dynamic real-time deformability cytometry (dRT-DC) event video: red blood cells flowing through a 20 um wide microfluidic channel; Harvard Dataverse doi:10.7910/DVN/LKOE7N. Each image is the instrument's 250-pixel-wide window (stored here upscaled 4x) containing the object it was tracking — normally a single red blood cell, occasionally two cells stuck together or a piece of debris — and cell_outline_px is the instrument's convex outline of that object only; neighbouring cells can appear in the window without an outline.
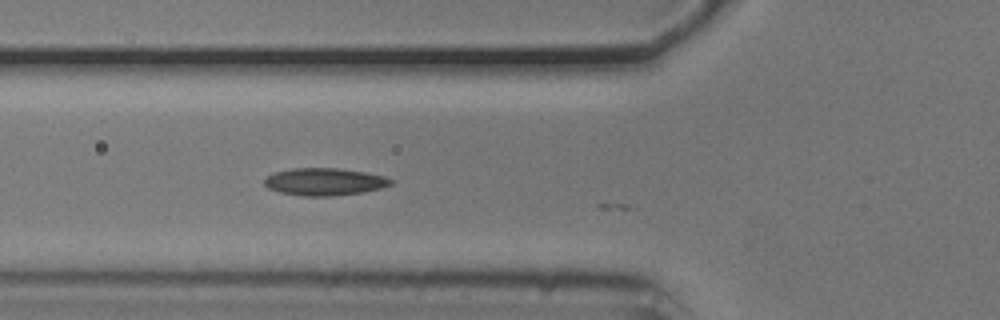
{"species": "common noctule bat (a hibernating species)", "species_latin": "Nyctalus noctula", "temperature_condition": "cold", "stored_images_in_passage": 3, "camera_frame_rate_fps": 3000, "um_per_image_px": 0.085, "animal": {"sex": "male", "body_mass_g": 20.5, "forearm_length_mm": 52.5}, "frame": {"image": 1, "passage_image": 2, "time_ms": 0.333, "image_size_px": [1000, 320], "cell_outline_px": [[392, 184], [380, 188], [364, 192], [332, 196], [304, 196], [280, 192], [268, 188], [264, 184], [264, 180], [272, 172], [292, 168], [336, 168], [364, 172], [384, 176], [392, 180]], "centroid_in_image_um": [27.55, 15.44], "position_along_channel_um": 98.2, "area_um2": 20.11}}